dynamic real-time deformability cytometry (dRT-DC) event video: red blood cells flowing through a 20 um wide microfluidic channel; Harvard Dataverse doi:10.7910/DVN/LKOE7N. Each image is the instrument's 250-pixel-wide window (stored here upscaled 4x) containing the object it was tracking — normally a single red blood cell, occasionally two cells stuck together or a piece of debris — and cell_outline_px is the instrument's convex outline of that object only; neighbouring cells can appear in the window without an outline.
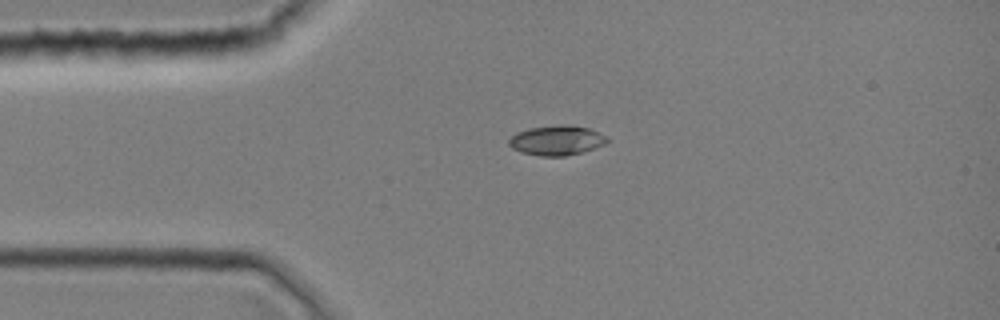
{"species": "common noctule bat (a hibernating species)", "species_latin": "Nyctalus noctula", "temperature_condition": "room temperature", "stored_images_in_passage": 1, "camera_frame_rate_fps": 3000, "um_per_image_px": 0.085, "animal": {"sex": "female", "body_mass_g": 19.0, "forearm_length_mm": 51.5}, "frame": {"image": 1, "passage_image": 1, "time_ms": 0.0, "image_size_px": [1000, 320], "cell_outline_px": [[608, 140], [604, 144], [580, 152], [564, 156], [540, 156], [520, 152], [512, 148], [508, 144], [508, 140], [516, 132], [528, 128], [560, 124], [588, 128], [608, 136]], "centroid_in_image_um": [47.27, 11.92], "position_along_channel_um": 37.7, "area_um2": 16.94}}